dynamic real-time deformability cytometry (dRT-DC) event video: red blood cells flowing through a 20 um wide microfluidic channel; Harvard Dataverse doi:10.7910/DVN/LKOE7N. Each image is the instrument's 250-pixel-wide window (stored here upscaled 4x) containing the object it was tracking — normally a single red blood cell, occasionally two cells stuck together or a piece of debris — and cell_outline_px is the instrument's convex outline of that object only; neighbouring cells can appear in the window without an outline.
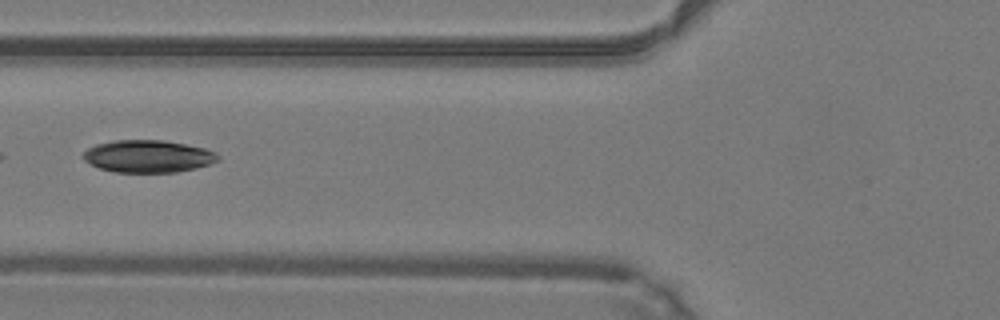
{"species": "common noctule bat (a hibernating species)", "species_latin": "Nyctalus noctula", "temperature_condition": "warm", "stored_images_in_passage": 8, "camera_frame_rate_fps": 3000, "um_per_image_px": 0.085, "animal": {"sex": "male", "body_mass_g": 19.2, "forearm_length_mm": 51.8}, "frame": {"image": 1, "passage_image": 5, "time_ms": 1.333, "image_size_px": [1000, 320], "cell_outline_px": [[220, 160], [196, 168], [176, 172], [116, 172], [100, 168], [84, 160], [80, 156], [88, 148], [96, 144], [112, 140], [164, 140], [204, 148], [216, 152], [220, 156]], "centroid_in_image_um": [12.58, 13.28], "position_along_channel_um": 113.2, "area_um2": 25.43}}